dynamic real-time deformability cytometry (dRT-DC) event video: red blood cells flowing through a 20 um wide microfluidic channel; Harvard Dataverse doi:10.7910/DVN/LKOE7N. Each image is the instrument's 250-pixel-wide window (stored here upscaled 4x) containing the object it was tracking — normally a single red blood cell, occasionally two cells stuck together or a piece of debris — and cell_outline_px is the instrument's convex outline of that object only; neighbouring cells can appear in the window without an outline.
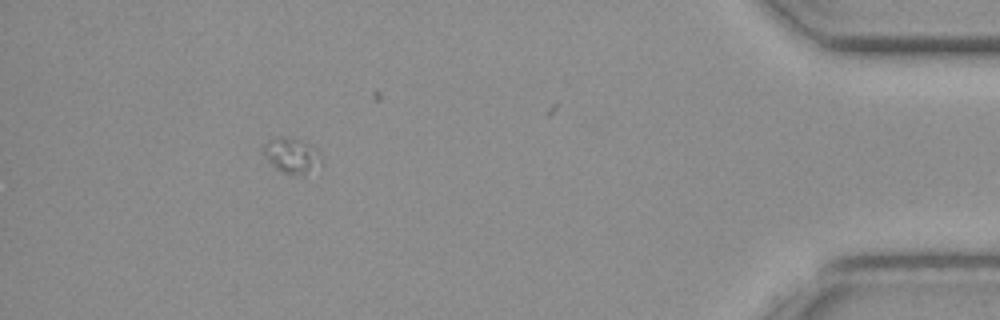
{"species": "common noctule bat (a hibernating species)", "species_latin": "Nyctalus noctula", "temperature_condition": "cold", "stored_images_in_passage": 49, "segment_of_instrument_passage": [1, 2], "camera_frame_rate_fps": 3000, "um_per_image_px": 0.085, "animal": {"sex": "female", "body_mass_g": 19.3, "forearm_length_mm": 54.1}, "frame": {"image": 1, "passage_image": 43, "time_ms": 14.0, "image_size_px": [1000, 320], "cell_outline_px": [[320, 160], [304, 176], [300, 176], [284, 172], [276, 168], [264, 156], [264, 144], [268, 140], [280, 136], [288, 136], [304, 140], [316, 148], [320, 152]], "centroid_in_image_um": [24.78, 13.17], "position_along_channel_um": 410.4, "area_um2": 11.79}}